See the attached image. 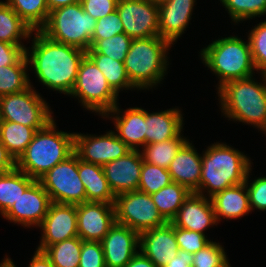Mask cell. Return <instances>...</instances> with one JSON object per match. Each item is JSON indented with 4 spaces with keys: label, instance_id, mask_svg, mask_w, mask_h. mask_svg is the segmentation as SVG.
<instances>
[{
    "label": "cell",
    "instance_id": "cell-17",
    "mask_svg": "<svg viewBox=\"0 0 266 267\" xmlns=\"http://www.w3.org/2000/svg\"><path fill=\"white\" fill-rule=\"evenodd\" d=\"M106 267H125L136 255L140 234L128 226L115 223L100 241Z\"/></svg>",
    "mask_w": 266,
    "mask_h": 267
},
{
    "label": "cell",
    "instance_id": "cell-30",
    "mask_svg": "<svg viewBox=\"0 0 266 267\" xmlns=\"http://www.w3.org/2000/svg\"><path fill=\"white\" fill-rule=\"evenodd\" d=\"M35 133L32 127L1 120L0 141L15 161L25 151Z\"/></svg>",
    "mask_w": 266,
    "mask_h": 267
},
{
    "label": "cell",
    "instance_id": "cell-26",
    "mask_svg": "<svg viewBox=\"0 0 266 267\" xmlns=\"http://www.w3.org/2000/svg\"><path fill=\"white\" fill-rule=\"evenodd\" d=\"M79 177L84 184L86 201L115 202V195L110 189L101 165L85 162L78 157Z\"/></svg>",
    "mask_w": 266,
    "mask_h": 267
},
{
    "label": "cell",
    "instance_id": "cell-47",
    "mask_svg": "<svg viewBox=\"0 0 266 267\" xmlns=\"http://www.w3.org/2000/svg\"><path fill=\"white\" fill-rule=\"evenodd\" d=\"M193 254L179 249L178 255L163 267H191Z\"/></svg>",
    "mask_w": 266,
    "mask_h": 267
},
{
    "label": "cell",
    "instance_id": "cell-37",
    "mask_svg": "<svg viewBox=\"0 0 266 267\" xmlns=\"http://www.w3.org/2000/svg\"><path fill=\"white\" fill-rule=\"evenodd\" d=\"M233 22L266 15V0H220Z\"/></svg>",
    "mask_w": 266,
    "mask_h": 267
},
{
    "label": "cell",
    "instance_id": "cell-40",
    "mask_svg": "<svg viewBox=\"0 0 266 267\" xmlns=\"http://www.w3.org/2000/svg\"><path fill=\"white\" fill-rule=\"evenodd\" d=\"M228 257L219 242L211 241L207 246L193 254L191 267H220Z\"/></svg>",
    "mask_w": 266,
    "mask_h": 267
},
{
    "label": "cell",
    "instance_id": "cell-32",
    "mask_svg": "<svg viewBox=\"0 0 266 267\" xmlns=\"http://www.w3.org/2000/svg\"><path fill=\"white\" fill-rule=\"evenodd\" d=\"M99 68L107 79L110 87L119 95L120 90H132L131 84L124 66V62L113 60L103 54H86Z\"/></svg>",
    "mask_w": 266,
    "mask_h": 267
},
{
    "label": "cell",
    "instance_id": "cell-34",
    "mask_svg": "<svg viewBox=\"0 0 266 267\" xmlns=\"http://www.w3.org/2000/svg\"><path fill=\"white\" fill-rule=\"evenodd\" d=\"M6 3L33 31H39L48 19L46 0H6Z\"/></svg>",
    "mask_w": 266,
    "mask_h": 267
},
{
    "label": "cell",
    "instance_id": "cell-48",
    "mask_svg": "<svg viewBox=\"0 0 266 267\" xmlns=\"http://www.w3.org/2000/svg\"><path fill=\"white\" fill-rule=\"evenodd\" d=\"M16 167V161L0 141V172H7Z\"/></svg>",
    "mask_w": 266,
    "mask_h": 267
},
{
    "label": "cell",
    "instance_id": "cell-8",
    "mask_svg": "<svg viewBox=\"0 0 266 267\" xmlns=\"http://www.w3.org/2000/svg\"><path fill=\"white\" fill-rule=\"evenodd\" d=\"M69 96L80 99L79 103L85 109L102 117L118 104V94L87 55L81 61L76 83Z\"/></svg>",
    "mask_w": 266,
    "mask_h": 267
},
{
    "label": "cell",
    "instance_id": "cell-6",
    "mask_svg": "<svg viewBox=\"0 0 266 267\" xmlns=\"http://www.w3.org/2000/svg\"><path fill=\"white\" fill-rule=\"evenodd\" d=\"M199 53L202 63L217 75V89L226 82L255 75L249 40L245 42L238 36L222 37L212 41Z\"/></svg>",
    "mask_w": 266,
    "mask_h": 267
},
{
    "label": "cell",
    "instance_id": "cell-43",
    "mask_svg": "<svg viewBox=\"0 0 266 267\" xmlns=\"http://www.w3.org/2000/svg\"><path fill=\"white\" fill-rule=\"evenodd\" d=\"M79 267H106L101 242L82 241Z\"/></svg>",
    "mask_w": 266,
    "mask_h": 267
},
{
    "label": "cell",
    "instance_id": "cell-14",
    "mask_svg": "<svg viewBox=\"0 0 266 267\" xmlns=\"http://www.w3.org/2000/svg\"><path fill=\"white\" fill-rule=\"evenodd\" d=\"M39 228L43 233L37 248L39 251L78 236L77 205L51 202Z\"/></svg>",
    "mask_w": 266,
    "mask_h": 267
},
{
    "label": "cell",
    "instance_id": "cell-44",
    "mask_svg": "<svg viewBox=\"0 0 266 267\" xmlns=\"http://www.w3.org/2000/svg\"><path fill=\"white\" fill-rule=\"evenodd\" d=\"M250 171L251 168L248 172L247 179L245 180V185L248 192L251 211L255 208L261 211H266V176L258 177L257 179H254L253 182L249 183Z\"/></svg>",
    "mask_w": 266,
    "mask_h": 267
},
{
    "label": "cell",
    "instance_id": "cell-50",
    "mask_svg": "<svg viewBox=\"0 0 266 267\" xmlns=\"http://www.w3.org/2000/svg\"><path fill=\"white\" fill-rule=\"evenodd\" d=\"M125 267H157V266L141 251H138L136 255L125 265Z\"/></svg>",
    "mask_w": 266,
    "mask_h": 267
},
{
    "label": "cell",
    "instance_id": "cell-33",
    "mask_svg": "<svg viewBox=\"0 0 266 267\" xmlns=\"http://www.w3.org/2000/svg\"><path fill=\"white\" fill-rule=\"evenodd\" d=\"M28 65L24 55L14 65L0 66V96L19 93L30 86L29 74L26 71Z\"/></svg>",
    "mask_w": 266,
    "mask_h": 267
},
{
    "label": "cell",
    "instance_id": "cell-38",
    "mask_svg": "<svg viewBox=\"0 0 266 267\" xmlns=\"http://www.w3.org/2000/svg\"><path fill=\"white\" fill-rule=\"evenodd\" d=\"M172 182L168 169L143 161L138 190L149 195Z\"/></svg>",
    "mask_w": 266,
    "mask_h": 267
},
{
    "label": "cell",
    "instance_id": "cell-35",
    "mask_svg": "<svg viewBox=\"0 0 266 267\" xmlns=\"http://www.w3.org/2000/svg\"><path fill=\"white\" fill-rule=\"evenodd\" d=\"M82 239L78 236L48 246L44 253L54 267H79Z\"/></svg>",
    "mask_w": 266,
    "mask_h": 267
},
{
    "label": "cell",
    "instance_id": "cell-19",
    "mask_svg": "<svg viewBox=\"0 0 266 267\" xmlns=\"http://www.w3.org/2000/svg\"><path fill=\"white\" fill-rule=\"evenodd\" d=\"M139 250L157 267H163L178 255L175 226L167 222L140 233Z\"/></svg>",
    "mask_w": 266,
    "mask_h": 267
},
{
    "label": "cell",
    "instance_id": "cell-23",
    "mask_svg": "<svg viewBox=\"0 0 266 267\" xmlns=\"http://www.w3.org/2000/svg\"><path fill=\"white\" fill-rule=\"evenodd\" d=\"M201 167L202 156L188 140L172 160L168 171L173 182L195 193L200 186Z\"/></svg>",
    "mask_w": 266,
    "mask_h": 267
},
{
    "label": "cell",
    "instance_id": "cell-11",
    "mask_svg": "<svg viewBox=\"0 0 266 267\" xmlns=\"http://www.w3.org/2000/svg\"><path fill=\"white\" fill-rule=\"evenodd\" d=\"M114 208L116 223L128 226L139 234L167 223L151 195L139 190L116 195Z\"/></svg>",
    "mask_w": 266,
    "mask_h": 267
},
{
    "label": "cell",
    "instance_id": "cell-13",
    "mask_svg": "<svg viewBox=\"0 0 266 267\" xmlns=\"http://www.w3.org/2000/svg\"><path fill=\"white\" fill-rule=\"evenodd\" d=\"M131 150L112 130L100 136L84 133L74 135V152L79 159L88 163L103 166Z\"/></svg>",
    "mask_w": 266,
    "mask_h": 267
},
{
    "label": "cell",
    "instance_id": "cell-2",
    "mask_svg": "<svg viewBox=\"0 0 266 267\" xmlns=\"http://www.w3.org/2000/svg\"><path fill=\"white\" fill-rule=\"evenodd\" d=\"M251 160L240 150L216 142L202 155L200 186L195 192L209 198L222 190L245 182ZM207 190V191H206Z\"/></svg>",
    "mask_w": 266,
    "mask_h": 267
},
{
    "label": "cell",
    "instance_id": "cell-53",
    "mask_svg": "<svg viewBox=\"0 0 266 267\" xmlns=\"http://www.w3.org/2000/svg\"><path fill=\"white\" fill-rule=\"evenodd\" d=\"M149 2H151L152 4H155V5H161L165 2H167L168 0H148Z\"/></svg>",
    "mask_w": 266,
    "mask_h": 267
},
{
    "label": "cell",
    "instance_id": "cell-16",
    "mask_svg": "<svg viewBox=\"0 0 266 267\" xmlns=\"http://www.w3.org/2000/svg\"><path fill=\"white\" fill-rule=\"evenodd\" d=\"M50 203L48 193L39 181H35L24 193H21L3 217L27 228L39 227L47 214Z\"/></svg>",
    "mask_w": 266,
    "mask_h": 267
},
{
    "label": "cell",
    "instance_id": "cell-51",
    "mask_svg": "<svg viewBox=\"0 0 266 267\" xmlns=\"http://www.w3.org/2000/svg\"><path fill=\"white\" fill-rule=\"evenodd\" d=\"M49 12L62 7V6H67V5H72L80 2L81 0H46Z\"/></svg>",
    "mask_w": 266,
    "mask_h": 267
},
{
    "label": "cell",
    "instance_id": "cell-41",
    "mask_svg": "<svg viewBox=\"0 0 266 267\" xmlns=\"http://www.w3.org/2000/svg\"><path fill=\"white\" fill-rule=\"evenodd\" d=\"M175 238L178 248L191 254L198 252L211 242L207 235L203 233L179 227H175Z\"/></svg>",
    "mask_w": 266,
    "mask_h": 267
},
{
    "label": "cell",
    "instance_id": "cell-42",
    "mask_svg": "<svg viewBox=\"0 0 266 267\" xmlns=\"http://www.w3.org/2000/svg\"><path fill=\"white\" fill-rule=\"evenodd\" d=\"M120 33H124L122 20L118 12L114 11L105 18L96 21L95 31L91 40L109 39Z\"/></svg>",
    "mask_w": 266,
    "mask_h": 267
},
{
    "label": "cell",
    "instance_id": "cell-29",
    "mask_svg": "<svg viewBox=\"0 0 266 267\" xmlns=\"http://www.w3.org/2000/svg\"><path fill=\"white\" fill-rule=\"evenodd\" d=\"M33 32L5 1H0V41L23 45L21 40L31 38Z\"/></svg>",
    "mask_w": 266,
    "mask_h": 267
},
{
    "label": "cell",
    "instance_id": "cell-22",
    "mask_svg": "<svg viewBox=\"0 0 266 267\" xmlns=\"http://www.w3.org/2000/svg\"><path fill=\"white\" fill-rule=\"evenodd\" d=\"M196 0H168L158 6L159 37L171 45L184 33L190 20Z\"/></svg>",
    "mask_w": 266,
    "mask_h": 267
},
{
    "label": "cell",
    "instance_id": "cell-39",
    "mask_svg": "<svg viewBox=\"0 0 266 267\" xmlns=\"http://www.w3.org/2000/svg\"><path fill=\"white\" fill-rule=\"evenodd\" d=\"M248 40L255 69L262 74L266 70V20L254 26Z\"/></svg>",
    "mask_w": 266,
    "mask_h": 267
},
{
    "label": "cell",
    "instance_id": "cell-31",
    "mask_svg": "<svg viewBox=\"0 0 266 267\" xmlns=\"http://www.w3.org/2000/svg\"><path fill=\"white\" fill-rule=\"evenodd\" d=\"M188 141L181 133L164 142L147 144L141 150L143 161L168 169L181 147Z\"/></svg>",
    "mask_w": 266,
    "mask_h": 267
},
{
    "label": "cell",
    "instance_id": "cell-3",
    "mask_svg": "<svg viewBox=\"0 0 266 267\" xmlns=\"http://www.w3.org/2000/svg\"><path fill=\"white\" fill-rule=\"evenodd\" d=\"M74 135L56 129L51 120L43 129L37 130L25 151L16 160V168L38 181L56 164L74 153Z\"/></svg>",
    "mask_w": 266,
    "mask_h": 267
},
{
    "label": "cell",
    "instance_id": "cell-4",
    "mask_svg": "<svg viewBox=\"0 0 266 267\" xmlns=\"http://www.w3.org/2000/svg\"><path fill=\"white\" fill-rule=\"evenodd\" d=\"M252 77L226 82L218 89L220 108L228 120L252 125L261 131L266 127V81Z\"/></svg>",
    "mask_w": 266,
    "mask_h": 267
},
{
    "label": "cell",
    "instance_id": "cell-25",
    "mask_svg": "<svg viewBox=\"0 0 266 267\" xmlns=\"http://www.w3.org/2000/svg\"><path fill=\"white\" fill-rule=\"evenodd\" d=\"M215 217L220 219H238L251 212L245 182L222 190L210 198Z\"/></svg>",
    "mask_w": 266,
    "mask_h": 267
},
{
    "label": "cell",
    "instance_id": "cell-18",
    "mask_svg": "<svg viewBox=\"0 0 266 267\" xmlns=\"http://www.w3.org/2000/svg\"><path fill=\"white\" fill-rule=\"evenodd\" d=\"M143 165L140 150H131L125 156L102 166L114 195L138 190Z\"/></svg>",
    "mask_w": 266,
    "mask_h": 267
},
{
    "label": "cell",
    "instance_id": "cell-54",
    "mask_svg": "<svg viewBox=\"0 0 266 267\" xmlns=\"http://www.w3.org/2000/svg\"><path fill=\"white\" fill-rule=\"evenodd\" d=\"M229 260H227L222 266L220 267H231L230 263L228 262Z\"/></svg>",
    "mask_w": 266,
    "mask_h": 267
},
{
    "label": "cell",
    "instance_id": "cell-36",
    "mask_svg": "<svg viewBox=\"0 0 266 267\" xmlns=\"http://www.w3.org/2000/svg\"><path fill=\"white\" fill-rule=\"evenodd\" d=\"M125 33L117 34L109 39L91 40V48L86 54H103L113 60L124 62L132 42Z\"/></svg>",
    "mask_w": 266,
    "mask_h": 267
},
{
    "label": "cell",
    "instance_id": "cell-24",
    "mask_svg": "<svg viewBox=\"0 0 266 267\" xmlns=\"http://www.w3.org/2000/svg\"><path fill=\"white\" fill-rule=\"evenodd\" d=\"M179 108L149 113L145 110L146 145L176 138L183 129V116Z\"/></svg>",
    "mask_w": 266,
    "mask_h": 267
},
{
    "label": "cell",
    "instance_id": "cell-10",
    "mask_svg": "<svg viewBox=\"0 0 266 267\" xmlns=\"http://www.w3.org/2000/svg\"><path fill=\"white\" fill-rule=\"evenodd\" d=\"M38 181L51 202L75 205L86 202L85 187L78 172V155L75 152L56 164Z\"/></svg>",
    "mask_w": 266,
    "mask_h": 267
},
{
    "label": "cell",
    "instance_id": "cell-45",
    "mask_svg": "<svg viewBox=\"0 0 266 267\" xmlns=\"http://www.w3.org/2000/svg\"><path fill=\"white\" fill-rule=\"evenodd\" d=\"M84 12L96 21L116 11L118 0H81Z\"/></svg>",
    "mask_w": 266,
    "mask_h": 267
},
{
    "label": "cell",
    "instance_id": "cell-1",
    "mask_svg": "<svg viewBox=\"0 0 266 267\" xmlns=\"http://www.w3.org/2000/svg\"><path fill=\"white\" fill-rule=\"evenodd\" d=\"M34 32L32 47L25 49L29 66L33 68L39 82L44 86L69 96L86 51L53 41L40 31Z\"/></svg>",
    "mask_w": 266,
    "mask_h": 267
},
{
    "label": "cell",
    "instance_id": "cell-55",
    "mask_svg": "<svg viewBox=\"0 0 266 267\" xmlns=\"http://www.w3.org/2000/svg\"><path fill=\"white\" fill-rule=\"evenodd\" d=\"M266 81V70L262 73Z\"/></svg>",
    "mask_w": 266,
    "mask_h": 267
},
{
    "label": "cell",
    "instance_id": "cell-52",
    "mask_svg": "<svg viewBox=\"0 0 266 267\" xmlns=\"http://www.w3.org/2000/svg\"><path fill=\"white\" fill-rule=\"evenodd\" d=\"M0 267H16L13 260L6 256L3 261L0 263Z\"/></svg>",
    "mask_w": 266,
    "mask_h": 267
},
{
    "label": "cell",
    "instance_id": "cell-28",
    "mask_svg": "<svg viewBox=\"0 0 266 267\" xmlns=\"http://www.w3.org/2000/svg\"><path fill=\"white\" fill-rule=\"evenodd\" d=\"M191 193L186 187L172 181L158 192L151 194V198L162 217L171 222Z\"/></svg>",
    "mask_w": 266,
    "mask_h": 267
},
{
    "label": "cell",
    "instance_id": "cell-56",
    "mask_svg": "<svg viewBox=\"0 0 266 267\" xmlns=\"http://www.w3.org/2000/svg\"><path fill=\"white\" fill-rule=\"evenodd\" d=\"M262 131H263L262 133H264L266 136V127Z\"/></svg>",
    "mask_w": 266,
    "mask_h": 267
},
{
    "label": "cell",
    "instance_id": "cell-12",
    "mask_svg": "<svg viewBox=\"0 0 266 267\" xmlns=\"http://www.w3.org/2000/svg\"><path fill=\"white\" fill-rule=\"evenodd\" d=\"M116 11L124 33L132 39L159 37L158 5L148 0H118Z\"/></svg>",
    "mask_w": 266,
    "mask_h": 267
},
{
    "label": "cell",
    "instance_id": "cell-7",
    "mask_svg": "<svg viewBox=\"0 0 266 267\" xmlns=\"http://www.w3.org/2000/svg\"><path fill=\"white\" fill-rule=\"evenodd\" d=\"M95 26L96 20L84 12L81 2H78L50 11L39 31L53 41L87 51L91 48Z\"/></svg>",
    "mask_w": 266,
    "mask_h": 267
},
{
    "label": "cell",
    "instance_id": "cell-21",
    "mask_svg": "<svg viewBox=\"0 0 266 267\" xmlns=\"http://www.w3.org/2000/svg\"><path fill=\"white\" fill-rule=\"evenodd\" d=\"M120 110L117 104L103 118H112L116 128V132L114 131V133L117 137L130 149L140 150L139 147L142 146L143 148L146 145L145 110L139 107H130L124 112Z\"/></svg>",
    "mask_w": 266,
    "mask_h": 267
},
{
    "label": "cell",
    "instance_id": "cell-20",
    "mask_svg": "<svg viewBox=\"0 0 266 267\" xmlns=\"http://www.w3.org/2000/svg\"><path fill=\"white\" fill-rule=\"evenodd\" d=\"M175 227L205 233L208 227L217 225L211 199L191 193L171 221Z\"/></svg>",
    "mask_w": 266,
    "mask_h": 267
},
{
    "label": "cell",
    "instance_id": "cell-46",
    "mask_svg": "<svg viewBox=\"0 0 266 267\" xmlns=\"http://www.w3.org/2000/svg\"><path fill=\"white\" fill-rule=\"evenodd\" d=\"M24 45H14L0 41V66L16 64L24 55Z\"/></svg>",
    "mask_w": 266,
    "mask_h": 267
},
{
    "label": "cell",
    "instance_id": "cell-27",
    "mask_svg": "<svg viewBox=\"0 0 266 267\" xmlns=\"http://www.w3.org/2000/svg\"><path fill=\"white\" fill-rule=\"evenodd\" d=\"M35 181L16 167L7 172H0V214L3 216L21 193H24Z\"/></svg>",
    "mask_w": 266,
    "mask_h": 267
},
{
    "label": "cell",
    "instance_id": "cell-49",
    "mask_svg": "<svg viewBox=\"0 0 266 267\" xmlns=\"http://www.w3.org/2000/svg\"><path fill=\"white\" fill-rule=\"evenodd\" d=\"M28 267H54L44 251L36 250Z\"/></svg>",
    "mask_w": 266,
    "mask_h": 267
},
{
    "label": "cell",
    "instance_id": "cell-15",
    "mask_svg": "<svg viewBox=\"0 0 266 267\" xmlns=\"http://www.w3.org/2000/svg\"><path fill=\"white\" fill-rule=\"evenodd\" d=\"M116 223L112 203L86 201L77 204L78 237L83 241H101Z\"/></svg>",
    "mask_w": 266,
    "mask_h": 267
},
{
    "label": "cell",
    "instance_id": "cell-5",
    "mask_svg": "<svg viewBox=\"0 0 266 267\" xmlns=\"http://www.w3.org/2000/svg\"><path fill=\"white\" fill-rule=\"evenodd\" d=\"M171 44L160 37L133 39L124 66L131 84L146 90L159 84L169 65L167 53Z\"/></svg>",
    "mask_w": 266,
    "mask_h": 267
},
{
    "label": "cell",
    "instance_id": "cell-9",
    "mask_svg": "<svg viewBox=\"0 0 266 267\" xmlns=\"http://www.w3.org/2000/svg\"><path fill=\"white\" fill-rule=\"evenodd\" d=\"M34 89L30 84L22 92L0 96L1 120L32 127L36 131L53 120L50 106Z\"/></svg>",
    "mask_w": 266,
    "mask_h": 267
}]
</instances>
